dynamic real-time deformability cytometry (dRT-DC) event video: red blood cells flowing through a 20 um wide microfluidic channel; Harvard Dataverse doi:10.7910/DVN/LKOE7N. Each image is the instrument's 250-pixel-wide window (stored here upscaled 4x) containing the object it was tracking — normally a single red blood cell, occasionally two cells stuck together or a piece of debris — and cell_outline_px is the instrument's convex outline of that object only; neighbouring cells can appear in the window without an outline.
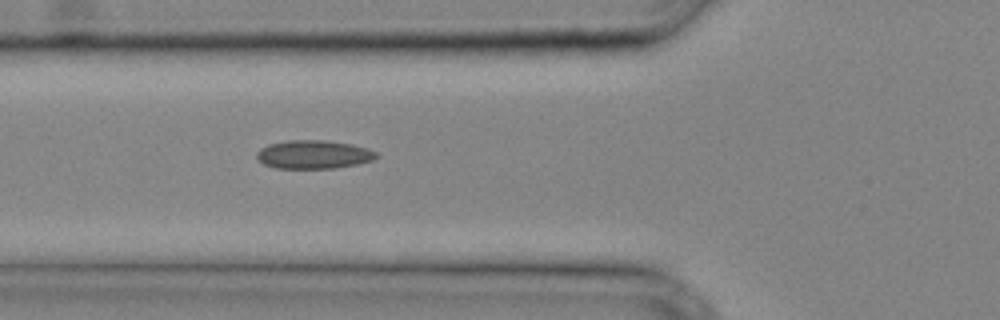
{"species": "common noctule bat (a hibernating species)", "species_latin": "Nyctalus noctula", "temperature_condition": "cold", "stored_images_in_passage": 30, "camera_frame_rate_fps": 3000, "um_per_image_px": 0.085, "animal": {"sex": "male", "body_mass_g": 20.4}, "frame": {"image": 1, "passage_image": 9, "time_ms": 2.667, "image_size_px": [1000, 320], "cell_outline_px": [[380, 156], [372, 160], [356, 164], [336, 168], [276, 168], [264, 164], [256, 156], [256, 152], [260, 148], [268, 144], [288, 140], [324, 140], [352, 144], [368, 148], [376, 152]], "centroid_in_image_um": [26.66, 13.12], "position_along_channel_um": 99.1, "area_um2": 19.88}}
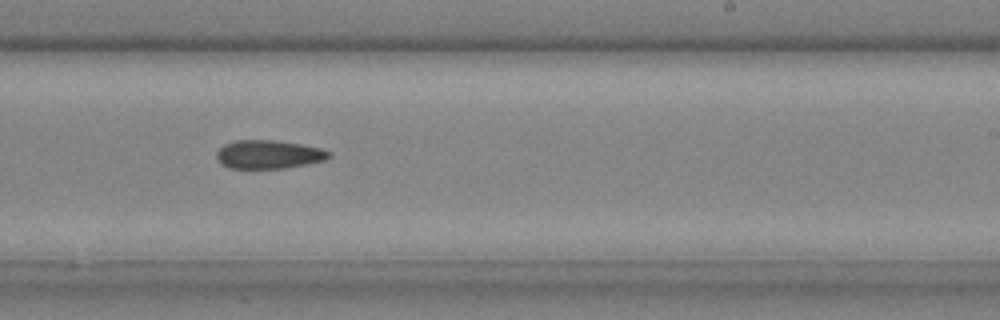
{"frame": {"image": 2, "passage_image": 18, "time_ms": 5.667, "image_size_px": [1000, 320], "cell_outline_px": [[332, 156], [324, 160], [308, 164], [284, 168], [228, 168], [220, 164], [216, 156], [216, 152], [224, 144], [236, 140], [272, 140], [300, 144], [320, 148], [332, 152]], "centroid_in_image_um": [22.83, 13.13], "position_along_channel_um": 266.2, "area_um2": 18.73}}